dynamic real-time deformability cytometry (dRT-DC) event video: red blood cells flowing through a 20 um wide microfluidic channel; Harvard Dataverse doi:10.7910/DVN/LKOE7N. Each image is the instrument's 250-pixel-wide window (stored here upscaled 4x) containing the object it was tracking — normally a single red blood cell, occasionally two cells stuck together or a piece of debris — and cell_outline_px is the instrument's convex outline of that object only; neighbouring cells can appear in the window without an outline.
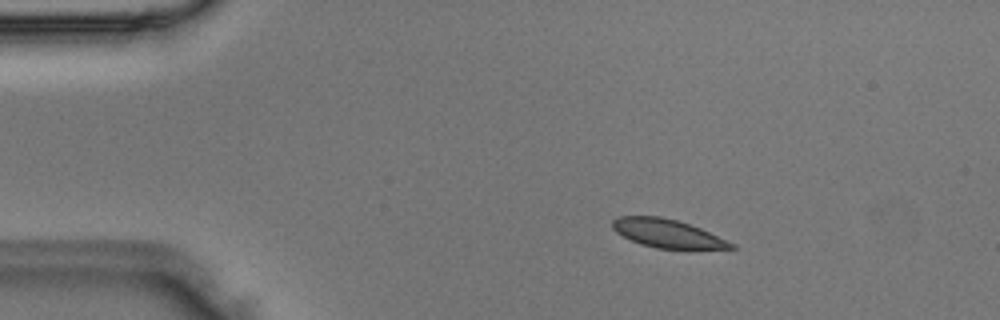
{"species": "Egyptian fruit bat (a non-hibernating species)", "species_latin": "Rousettus aegyptiacus", "temperature_condition": "room temperature", "stored_images_in_passage": 42, "camera_frame_rate_fps": 3000, "um_per_image_px": 0.085, "animal": {"sex": "male"}, "frame": {"image": 1, "passage_image": 2, "time_ms": 0.333, "image_size_px": [1000, 320], "cell_outline_px": [[736, 248], [656, 248], [640, 244], [616, 232], [612, 228], [612, 220], [616, 216], [660, 216], [676, 220], [700, 228], [736, 244]], "centroid_in_image_um": [56.68, 19.82], "position_along_channel_um": 28.3, "area_um2": 19.31}}
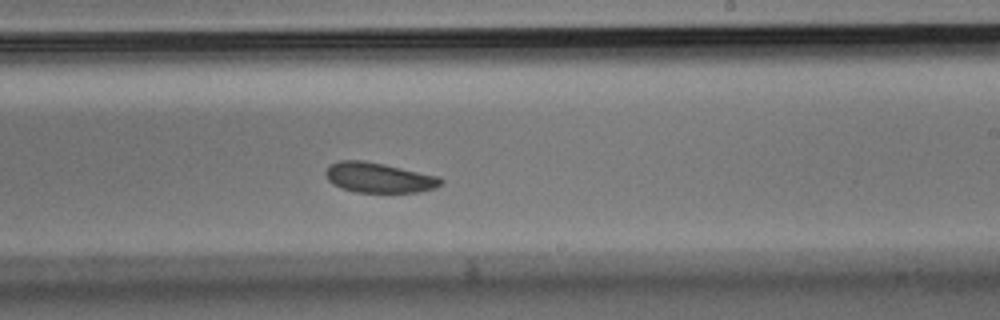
{"frame": {"image": 2, "passage_image": 23, "time_ms": 7.333, "image_size_px": [1000, 320], "cell_outline_px": [[444, 184], [436, 188], [420, 192], [356, 192], [344, 188], [328, 180], [324, 172], [332, 164], [340, 160], [364, 160], [384, 164], [440, 176], [444, 180]], "centroid_in_image_um": [32.29, 15.1], "position_along_channel_um": 256.7, "area_um2": 20.17}}
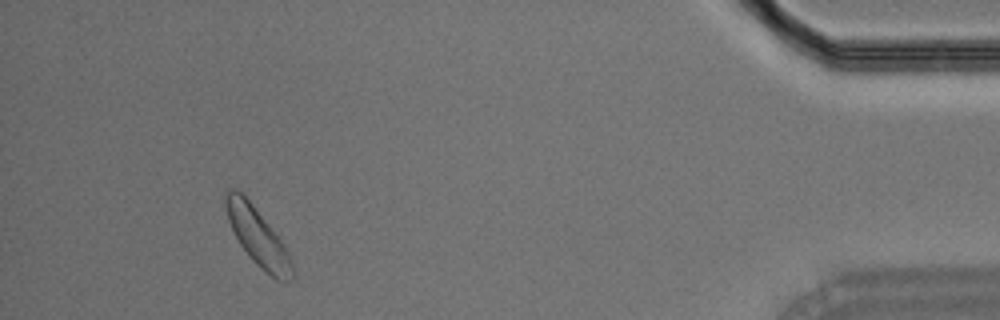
{"frame": {"image": 3, "passage_image": 39, "time_ms": 12.667, "image_size_px": [1000, 320], "cell_outline_px": [[296, 276], [292, 280], [276, 280], [264, 272], [248, 256], [240, 244], [228, 220], [224, 204], [224, 192], [228, 188], [236, 188], [252, 204], [280, 236], [288, 248], [292, 256]], "centroid_in_image_um": [21.96, 20.16], "position_along_channel_um": 413.2, "area_um2": 23.06}}